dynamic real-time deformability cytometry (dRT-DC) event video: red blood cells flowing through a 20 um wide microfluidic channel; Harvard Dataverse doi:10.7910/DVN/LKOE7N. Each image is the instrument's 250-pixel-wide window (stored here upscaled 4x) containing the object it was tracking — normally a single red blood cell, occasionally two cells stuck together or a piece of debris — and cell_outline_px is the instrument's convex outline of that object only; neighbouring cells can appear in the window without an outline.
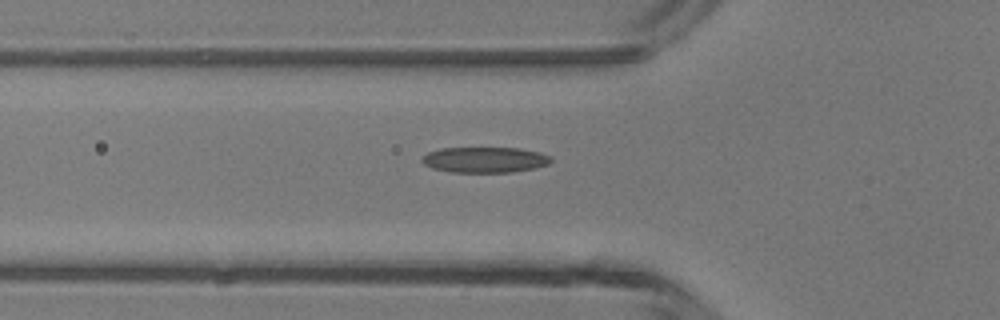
{"species": "common noctule bat (a hibernating species)", "species_latin": "Nyctalus noctula", "temperature_condition": "room temperature", "stored_images_in_passage": 35, "camera_frame_rate_fps": 3000, "um_per_image_px": 0.085, "animal": {"sex": "male", "body_mass_g": 13.3}, "frame": {"image": 1, "passage_image": 9, "time_ms": 2.667, "image_size_px": [1000, 320], "cell_outline_px": [[552, 160], [548, 164], [532, 168], [512, 172], [452, 172], [432, 168], [424, 164], [420, 160], [428, 152], [440, 148], [520, 148], [540, 152], [552, 156]], "centroid_in_image_um": [41.21, 13.57], "position_along_channel_um": 84.6, "area_um2": 19.25}}
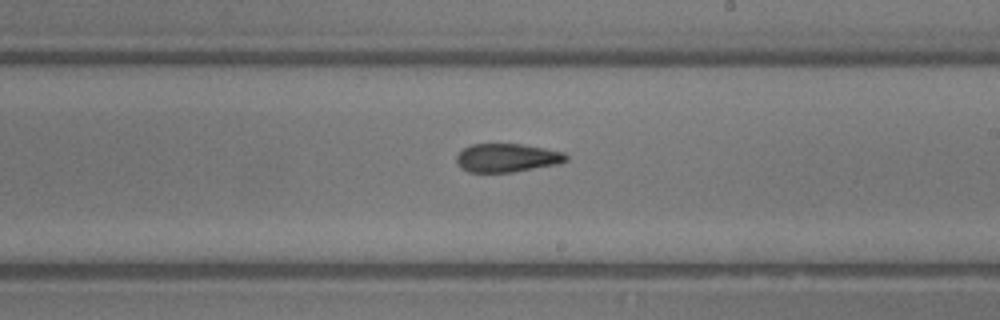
{"frame": {"image": 2, "passage_image": 20, "time_ms": 6.333, "image_size_px": [1000, 320], "cell_outline_px": [[568, 160], [560, 164], [512, 172], [468, 172], [460, 168], [456, 164], [456, 156], [464, 148], [472, 144], [520, 144], [544, 148], [564, 152], [568, 156]], "centroid_in_image_um": [43.1, 13.42], "position_along_channel_um": 245.9, "area_um2": 18.32}}
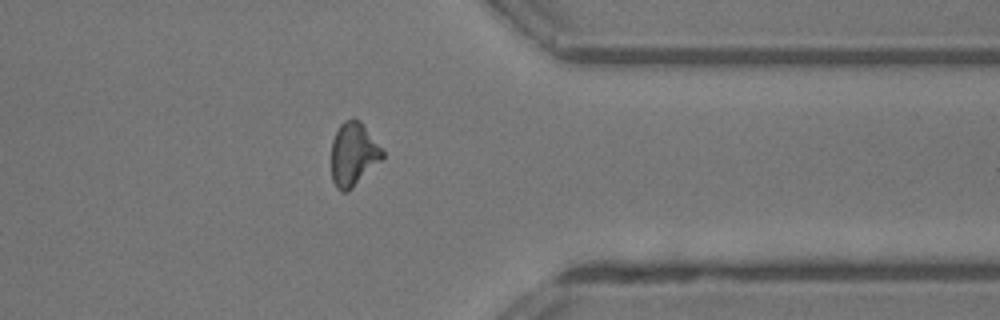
{"frame": {"image": 3, "passage_image": 30, "time_ms": 9.667, "image_size_px": [1000, 320], "cell_outline_px": [[384, 156], [348, 192], [340, 192], [336, 188], [332, 180], [332, 140], [340, 124], [344, 120], [352, 116], [360, 120], [384, 152]], "centroid_in_image_um": [30.01, 13.09], "position_along_channel_um": 381.4, "area_um2": 18.79}, "authors_computed_cell_mechanics": {"area_um2": 18.9584, "velocity_mm_per_s": 4.3784, "shape_relaxation_time_tau1_ms": null, "shape_relaxation_time_tau2_ms": 2.975, "deformation_change_tau1": null, "deformation_change_tau2": 0.1186}}